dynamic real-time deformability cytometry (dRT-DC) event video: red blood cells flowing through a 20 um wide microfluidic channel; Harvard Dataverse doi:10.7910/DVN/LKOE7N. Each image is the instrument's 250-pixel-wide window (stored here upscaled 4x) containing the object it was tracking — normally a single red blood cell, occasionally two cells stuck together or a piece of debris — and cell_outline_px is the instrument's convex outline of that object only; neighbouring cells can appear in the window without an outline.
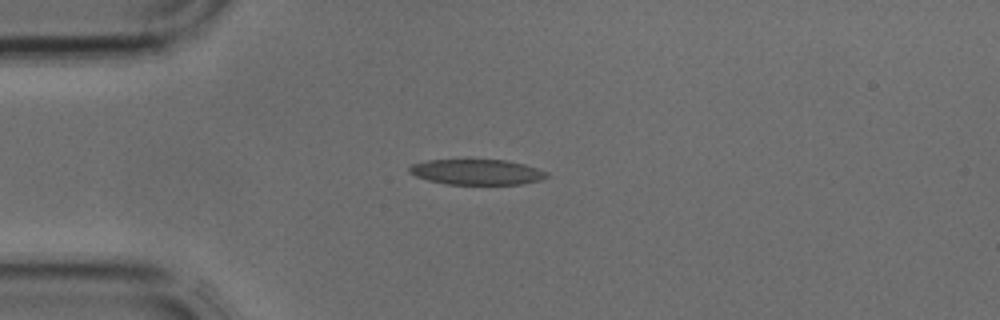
{"species": "common noctule bat (a hibernating species)", "species_latin": "Nyctalus noctula", "temperature_condition": "cold", "stored_images_in_passage": 2, "camera_frame_rate_fps": 3000, "um_per_image_px": 0.085, "animal": {"sex": "male", "body_mass_g": 17.9, "forearm_length_mm": 54.2}, "frame": {"image": 1, "passage_image": 1, "time_ms": 0.0, "image_size_px": [1000, 320], "cell_outline_px": [[548, 176], [540, 180], [520, 184], [448, 184], [428, 180], [416, 176], [408, 172], [408, 168], [412, 164], [428, 160], [504, 160], [524, 164], [548, 172]], "centroid_in_image_um": [40.51, 14.62], "position_along_channel_um": 44.5, "area_um2": 20.17}}
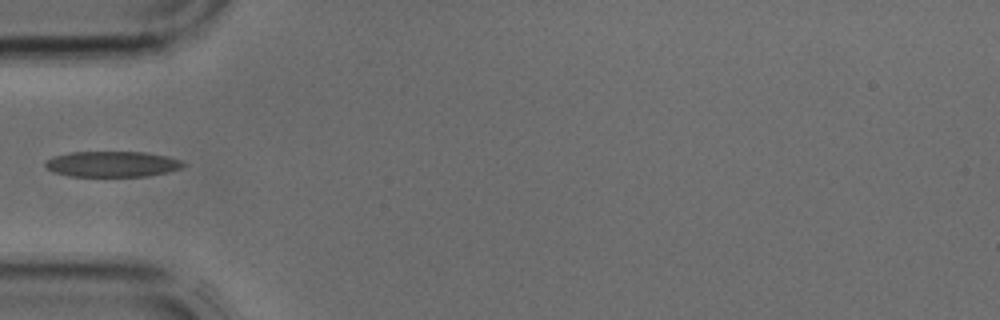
{"frame": {"image": 2, "passage_image": 2, "time_ms": 0.333, "image_size_px": [1000, 320], "cell_outline_px": [[184, 164], [180, 168], [168, 172], [144, 176], [68, 176], [52, 172], [44, 168], [44, 160], [68, 152], [144, 152], [164, 156], [180, 160]], "centroid_in_image_um": [9.44, 13.95], "position_along_channel_um": 75.6, "area_um2": 20.58}}